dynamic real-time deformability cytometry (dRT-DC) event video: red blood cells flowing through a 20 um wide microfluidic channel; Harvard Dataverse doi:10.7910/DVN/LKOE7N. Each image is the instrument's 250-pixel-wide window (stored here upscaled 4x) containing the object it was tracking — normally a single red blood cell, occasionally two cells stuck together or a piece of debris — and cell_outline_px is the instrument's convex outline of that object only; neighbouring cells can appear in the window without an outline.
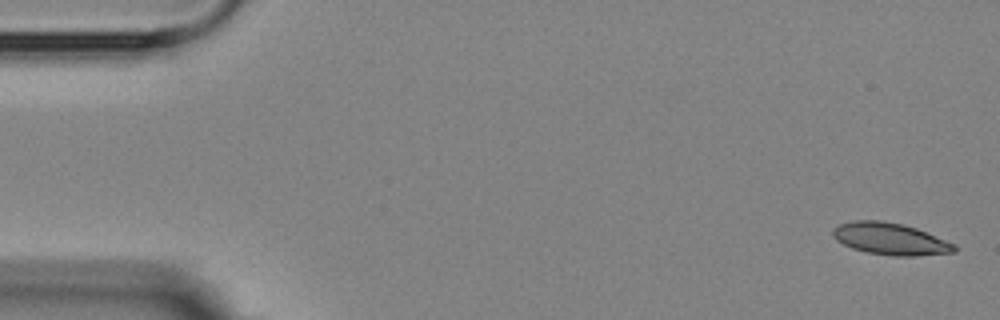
{"species": "Egyptian fruit bat (a non-hibernating species)", "species_latin": "Rousettus aegyptiacus", "temperature_condition": "room temperature", "stored_images_in_passage": 4, "camera_frame_rate_fps": 3000, "um_per_image_px": 0.085, "animal": {"sex": "female"}, "frame": {"image": 1, "passage_image": 1, "time_ms": 0.0, "image_size_px": [1000, 320], "cell_outline_px": [[960, 248], [956, 252], [916, 256], [892, 256], [868, 252], [852, 248], [836, 240], [832, 236], [832, 228], [840, 224], [852, 220], [880, 220], [900, 224], [916, 228], [956, 244]], "centroid_in_image_um": [75.69, 20.31], "position_along_channel_um": 9.3, "area_um2": 22.72}}
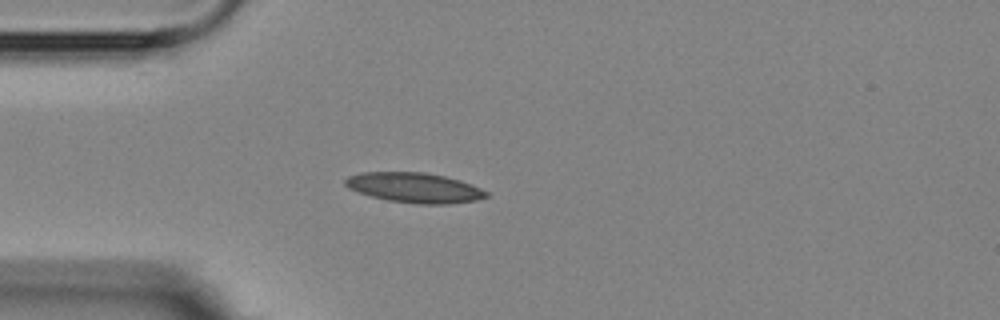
{"frame": {"image": 2, "passage_image": 4, "time_ms": 4.333, "image_size_px": [1000, 320], "cell_outline_px": [[488, 196], [476, 200], [448, 204], [416, 204], [388, 200], [372, 196], [348, 188], [344, 184], [344, 180], [348, 176], [360, 172], [424, 172], [444, 176], [460, 180], [472, 184], [488, 192]], "centroid_in_image_um": [35.23, 15.95], "position_along_channel_um": 49.8, "area_um2": 24.62}}